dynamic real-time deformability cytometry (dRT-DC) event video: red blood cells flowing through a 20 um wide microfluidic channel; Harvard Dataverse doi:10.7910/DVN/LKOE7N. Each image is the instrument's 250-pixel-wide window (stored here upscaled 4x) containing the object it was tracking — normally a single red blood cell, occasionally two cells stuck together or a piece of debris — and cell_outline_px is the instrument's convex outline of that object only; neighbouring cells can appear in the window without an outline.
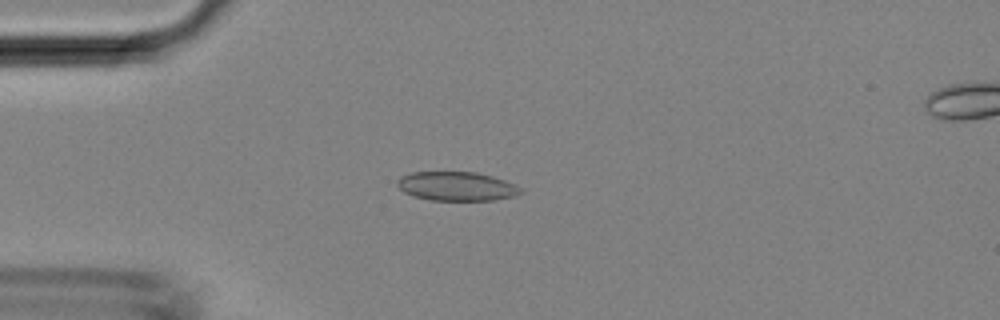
{"species": "Egyptian fruit bat (a non-hibernating species)", "species_latin": "Rousettus aegyptiacus", "temperature_condition": "room temperature", "stored_images_in_passage": 45, "camera_frame_rate_fps": 3000, "um_per_image_px": 0.085, "animal": {"sex": "female"}, "frame": {"image": 1, "passage_image": 12, "time_ms": 3.667, "image_size_px": [1000, 320], "cell_outline_px": [[524, 192], [516, 196], [492, 200], [428, 200], [412, 196], [404, 192], [396, 184], [396, 180], [400, 176], [412, 172], [476, 172], [492, 176], [504, 180], [520, 188]], "centroid_in_image_um": [38.78, 15.83], "position_along_channel_um": 46.2, "area_um2": 20.92}}
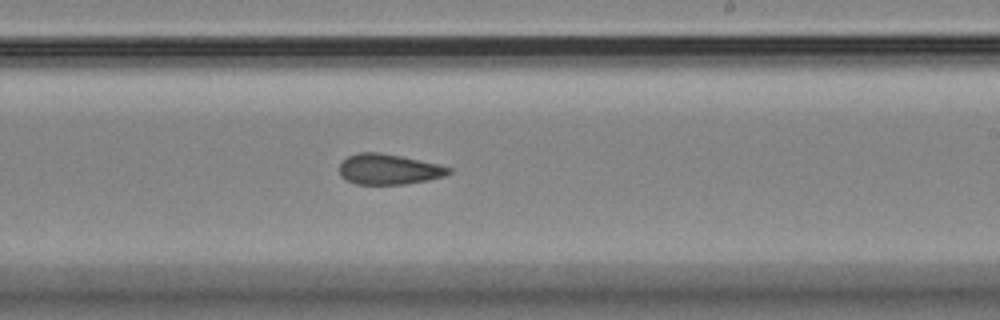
{"frame": {"image": 2, "passage_image": 27, "time_ms": 8.667, "image_size_px": [1000, 320], "cell_outline_px": [[452, 172], [444, 176], [428, 180], [404, 184], [356, 184], [340, 176], [340, 164], [348, 156], [356, 152], [380, 152], [440, 164], [452, 168]], "centroid_in_image_um": [33.06, 14.38], "position_along_channel_um": 255.9, "area_um2": 19.42}}
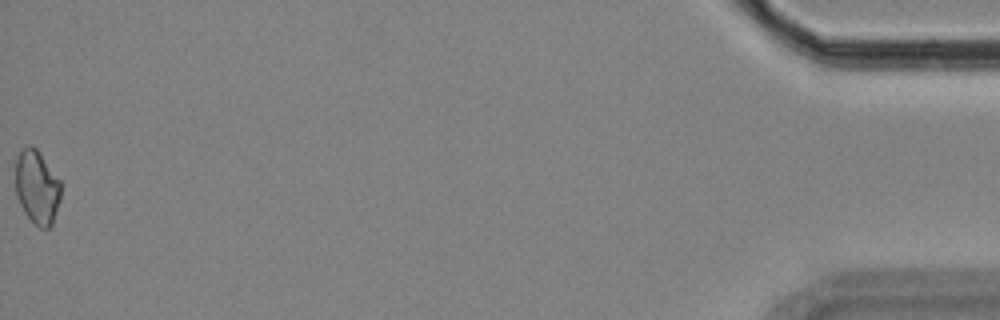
{"frame": {"image": 3, "passage_image": 45, "time_ms": 14.667, "image_size_px": [1000, 320], "cell_outline_px": [[60, 200], [52, 224], [48, 228], [40, 228], [24, 212], [16, 196], [16, 156], [28, 144], [32, 144], [36, 148], [60, 180]], "centroid_in_image_um": [3.14, 15.89], "position_along_channel_um": 432.1, "area_um2": 19.36}}